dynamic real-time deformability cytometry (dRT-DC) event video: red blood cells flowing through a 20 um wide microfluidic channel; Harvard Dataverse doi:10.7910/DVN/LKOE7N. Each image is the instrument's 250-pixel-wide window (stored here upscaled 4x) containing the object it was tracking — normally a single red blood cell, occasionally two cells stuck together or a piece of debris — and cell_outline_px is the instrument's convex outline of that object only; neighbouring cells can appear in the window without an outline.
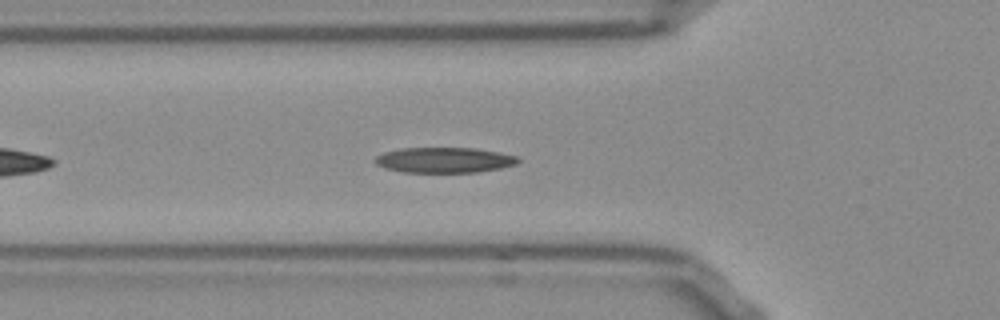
{"species": "Egyptian fruit bat (a non-hibernating species)", "species_latin": "Rousettus aegyptiacus", "temperature_condition": "room temperature", "stored_images_in_passage": 43, "segment_of_instrument_passage": [1, 2], "camera_frame_rate_fps": 3000, "um_per_image_px": 0.085, "frame": {"image": 1, "passage_image": 7, "time_ms": 2.0, "image_size_px": [1000, 320], "cell_outline_px": [[520, 160], [516, 164], [500, 168], [476, 172], [404, 172], [384, 168], [376, 164], [372, 160], [376, 156], [384, 152], [400, 148], [472, 148], [496, 152], [516, 156]], "centroid_in_image_um": [37.7, 13.6], "position_along_channel_um": 88.1, "area_um2": 21.04}}
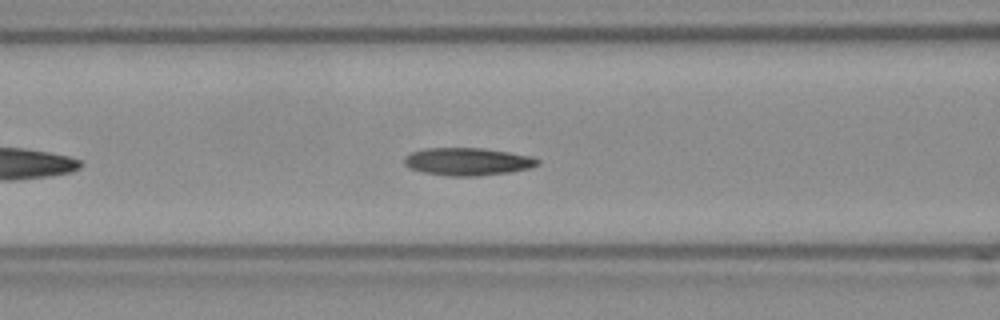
{"frame": {"image": 2, "passage_image": 10, "time_ms": 3.0, "image_size_px": [1000, 320], "cell_outline_px": [[540, 164], [528, 168], [508, 172], [476, 176], [448, 176], [424, 172], [408, 168], [404, 164], [404, 156], [412, 152], [424, 148], [480, 148], [508, 152], [532, 156], [540, 160]], "centroid_in_image_um": [39.72, 13.73], "position_along_channel_um": 126.9, "area_um2": 21.44}}
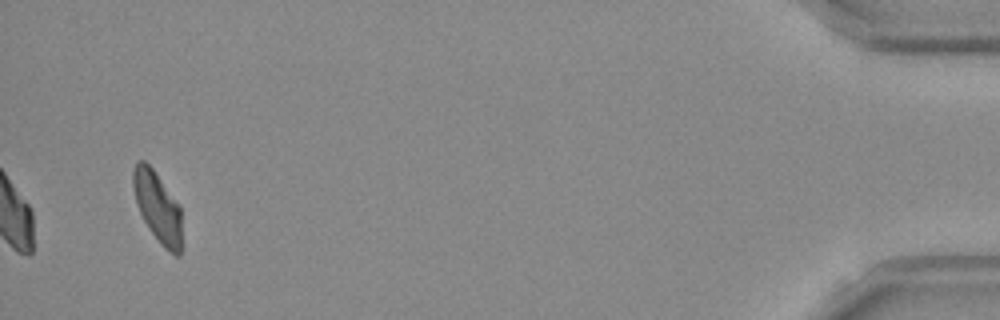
{"frame": {"image": 3, "passage_image": 40, "time_ms": 13.0, "image_size_px": [1000, 320], "cell_outline_px": [[180, 256], [176, 256], [164, 248], [160, 244], [148, 228], [140, 212], [136, 200], [132, 184], [132, 172], [136, 164], [140, 160], [144, 160], [152, 168], [180, 204]], "centroid_in_image_um": [13.39, 17.59], "position_along_channel_um": 421.8, "area_um2": 19.77}}